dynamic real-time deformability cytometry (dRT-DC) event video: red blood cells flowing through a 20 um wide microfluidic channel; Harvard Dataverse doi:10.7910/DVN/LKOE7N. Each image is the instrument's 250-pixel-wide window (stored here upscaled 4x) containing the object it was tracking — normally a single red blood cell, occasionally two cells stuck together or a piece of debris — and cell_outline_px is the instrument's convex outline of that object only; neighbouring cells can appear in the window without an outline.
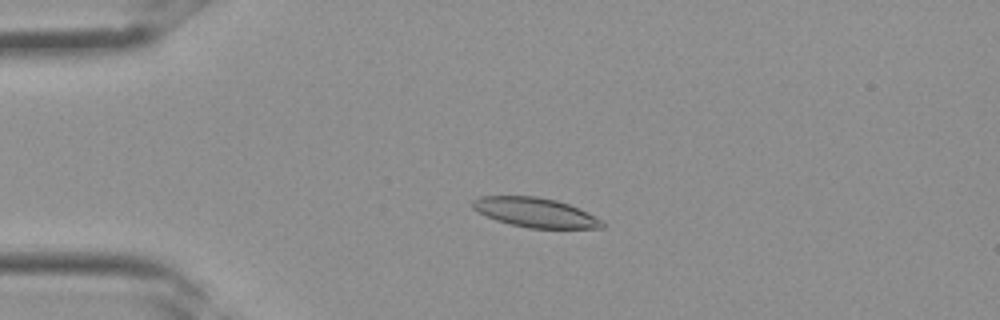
{"species": "Egyptian fruit bat (a non-hibernating species)", "species_latin": "Rousettus aegyptiacus", "temperature_condition": "room temperature", "stored_images_in_passage": 34, "camera_frame_rate_fps": 3000, "um_per_image_px": 0.085, "frame": {"image": 1, "passage_image": 8, "time_ms": 2.333, "image_size_px": [1000, 320], "cell_outline_px": [[604, 228], [528, 228], [496, 220], [472, 208], [472, 200], [480, 196], [536, 196], [556, 200], [580, 208], [604, 220]], "centroid_in_image_um": [45.54, 18.06], "position_along_channel_um": 39.5, "area_um2": 22.25}}
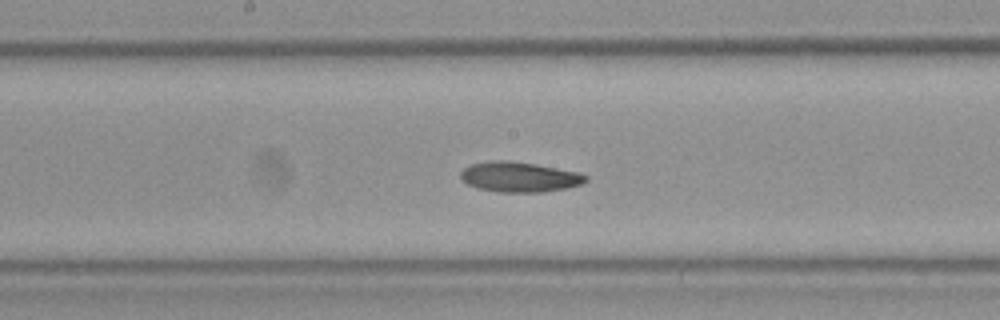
{"frame": {"image": 2, "passage_image": 18, "time_ms": 5.667, "image_size_px": [1000, 320], "cell_outline_px": [[588, 180], [584, 184], [568, 188], [544, 192], [500, 192], [476, 188], [460, 180], [460, 172], [464, 168], [472, 164], [488, 160], [508, 160], [536, 164], [576, 172], [588, 176]], "centroid_in_image_um": [44.14, 15.04], "position_along_channel_um": 204.1, "area_um2": 22.2}}
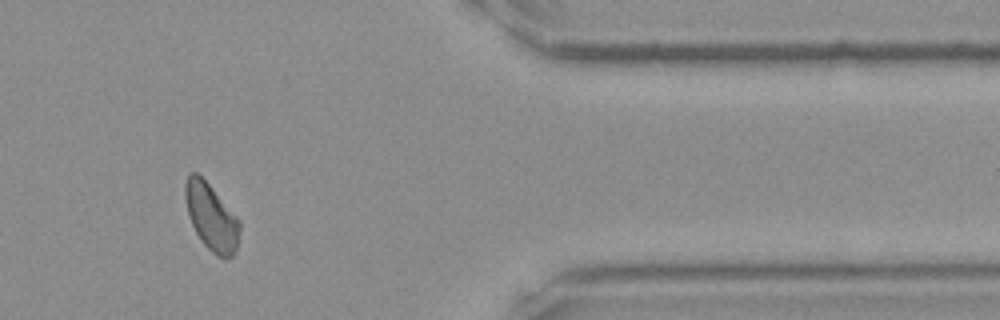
{"frame": {"image": 3, "passage_image": 29, "time_ms": 9.333, "image_size_px": [1000, 320], "cell_outline_px": [[240, 228], [236, 252], [232, 256], [224, 260], [216, 256], [200, 240], [188, 216], [184, 196], [184, 184], [188, 172], [196, 172], [212, 188], [240, 220]], "centroid_in_image_um": [17.95, 18.46], "position_along_channel_um": 393.4, "area_um2": 21.33}}